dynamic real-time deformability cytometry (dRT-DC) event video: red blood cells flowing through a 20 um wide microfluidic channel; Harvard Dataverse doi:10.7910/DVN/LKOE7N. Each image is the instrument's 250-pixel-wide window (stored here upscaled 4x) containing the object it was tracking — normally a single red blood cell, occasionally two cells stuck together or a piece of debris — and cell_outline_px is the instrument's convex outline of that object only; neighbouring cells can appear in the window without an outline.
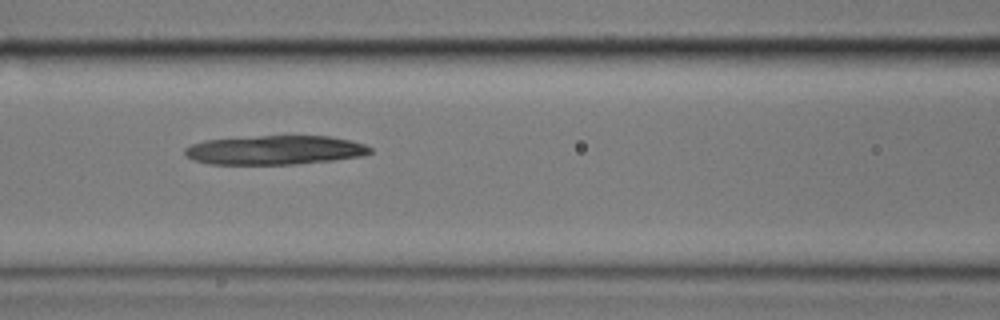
{"species": "common noctule bat (a hibernating species)", "species_latin": "Nyctalus noctula", "temperature_condition": "cold", "stored_images_in_passage": 34, "camera_frame_rate_fps": 3000, "um_per_image_px": 0.085, "animal": {"sex": "male", "body_mass_g": 17.9}, "frame": {"image": 1, "passage_image": 8, "time_ms": 2.333, "image_size_px": [1000, 320], "cell_outline_px": [[372, 152], [364, 156], [332, 160], [296, 164], [208, 164], [192, 160], [184, 156], [184, 148], [192, 144], [204, 140], [260, 136], [328, 136], [348, 140], [364, 144], [372, 148]], "centroid_in_image_um": [23.33, 12.76], "position_along_channel_um": 143.3, "area_um2": 31.5}}
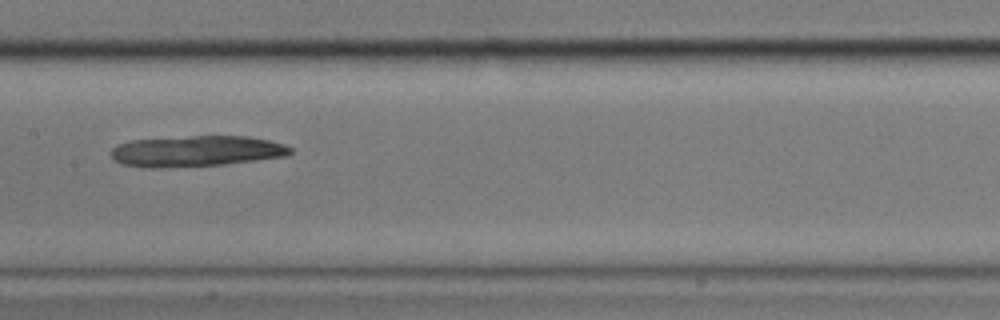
{"frame": {"image": 2, "passage_image": 12, "time_ms": 3.667, "image_size_px": [1000, 320], "cell_outline_px": [[292, 152], [284, 156], [256, 160], [224, 164], [152, 168], [120, 164], [112, 160], [112, 148], [116, 144], [132, 140], [192, 136], [248, 136], [272, 140], [284, 144], [292, 148]], "centroid_in_image_um": [16.68, 12.84], "position_along_channel_um": 190.7, "area_um2": 32.25}}
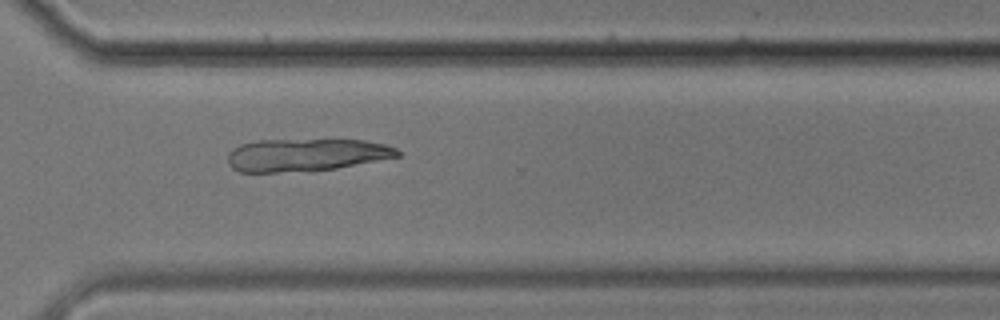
{"frame": {"image": 3, "passage_image": 25, "time_ms": 8.0, "image_size_px": [1000, 320], "cell_outline_px": [[400, 156], [336, 168], [276, 172], [240, 172], [232, 168], [228, 164], [228, 152], [232, 148], [240, 144], [256, 140], [364, 140], [384, 144], [396, 148], [400, 152]], "centroid_in_image_um": [25.97, 13.15], "position_along_channel_um": 344.6, "area_um2": 32.02}}